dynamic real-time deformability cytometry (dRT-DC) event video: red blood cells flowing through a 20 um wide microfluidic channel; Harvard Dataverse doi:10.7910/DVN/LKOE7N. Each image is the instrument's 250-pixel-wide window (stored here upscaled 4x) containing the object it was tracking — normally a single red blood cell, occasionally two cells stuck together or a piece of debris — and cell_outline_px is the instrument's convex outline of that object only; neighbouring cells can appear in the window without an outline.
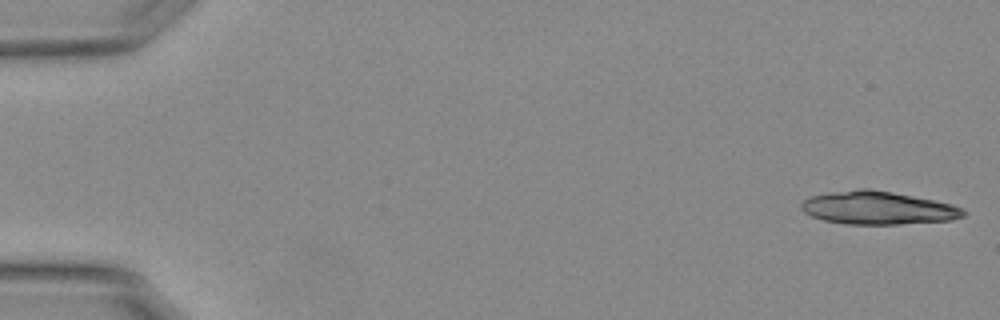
{"species": "Egyptian fruit bat (a non-hibernating species)", "species_latin": "Rousettus aegyptiacus", "temperature_condition": "warm", "stored_images_in_passage": 18, "camera_frame_rate_fps": 3000, "um_per_image_px": 0.085, "animal": {"sex": "female"}, "frame": {"image": 1, "passage_image": 1, "time_ms": 0.0, "image_size_px": [1000, 320], "cell_outline_px": [[968, 212], [964, 216], [948, 220], [900, 224], [848, 224], [824, 220], [812, 216], [804, 212], [800, 208], [800, 204], [804, 200], [812, 196], [828, 192], [860, 188], [868, 188], [892, 192], [952, 204], [964, 208]], "centroid_in_image_um": [74.61, 17.67], "position_along_channel_um": 10.4, "area_um2": 31.15}}
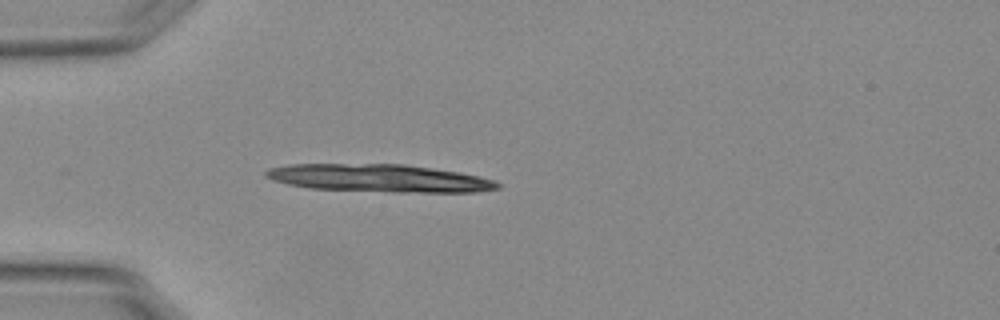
{"frame": {"image": 2, "passage_image": 15, "time_ms": 4.667, "image_size_px": [1000, 320], "cell_outline_px": [[504, 184], [500, 188], [476, 192], [392, 192], [308, 188], [288, 184], [272, 180], [264, 176], [264, 172], [268, 168], [288, 164], [404, 164], [460, 172], [480, 176], [496, 180]], "centroid_in_image_um": [32.27, 15.14], "position_along_channel_um": 52.7, "area_um2": 37.8}}